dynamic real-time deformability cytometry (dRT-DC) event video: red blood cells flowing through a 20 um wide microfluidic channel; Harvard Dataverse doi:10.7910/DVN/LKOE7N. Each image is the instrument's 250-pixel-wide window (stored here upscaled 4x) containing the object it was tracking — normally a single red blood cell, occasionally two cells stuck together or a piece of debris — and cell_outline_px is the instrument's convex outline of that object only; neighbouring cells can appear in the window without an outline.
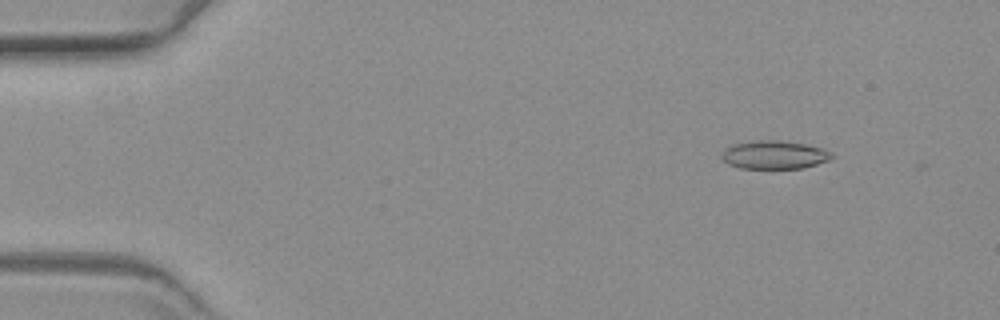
{"species": "common noctule bat (a hibernating species)", "species_latin": "Nyctalus noctula", "temperature_condition": "warm", "stored_images_in_passage": 58, "camera_frame_rate_fps": 3000, "um_per_image_px": 0.085, "animal": {"sex": "female", "body_mass_g": 19.3, "forearm_length_mm": 54.1}, "frame": {"image": 1, "passage_image": 7, "time_ms": 2.0, "image_size_px": [1000, 320], "cell_outline_px": [[832, 160], [804, 168], [740, 168], [728, 164], [720, 156], [724, 148], [732, 144], [752, 140], [780, 140], [804, 144], [824, 148], [832, 152]], "centroid_in_image_um": [65.82, 13.15], "position_along_channel_um": 19.2, "area_um2": 18.44}}
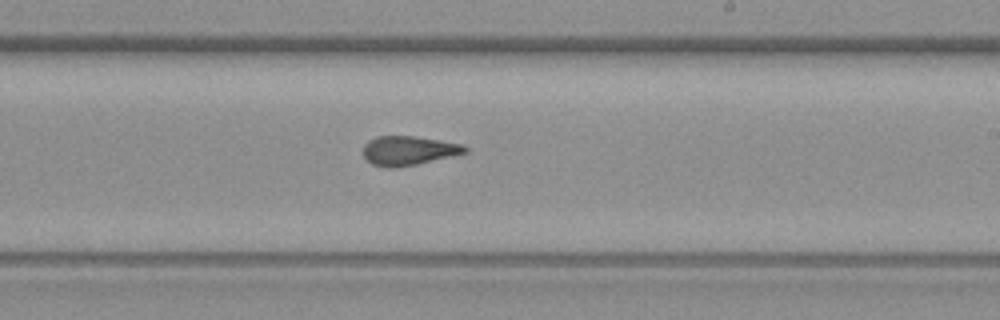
{"frame": {"image": 2, "passage_image": 35, "time_ms": 11.333, "image_size_px": [1000, 320], "cell_outline_px": [[468, 152], [416, 164], [396, 168], [388, 168], [372, 164], [364, 156], [364, 144], [368, 140], [376, 136], [412, 136], [440, 140], [460, 144], [468, 148]], "centroid_in_image_um": [34.7, 12.8], "position_along_channel_um": 254.3, "area_um2": 17.17}}
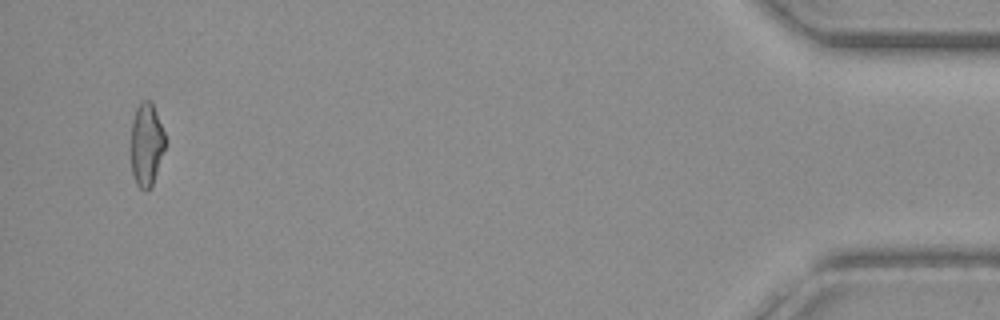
{"frame": {"image": 3, "passage_image": 56, "time_ms": 18.333, "image_size_px": [1000, 320], "cell_outline_px": [[164, 148], [152, 188], [148, 192], [144, 192], [136, 184], [132, 172], [128, 148], [132, 120], [136, 108], [140, 100], [152, 100], [164, 132]], "centroid_in_image_um": [12.39, 12.3], "position_along_channel_um": 422.8, "area_um2": 17.34}}